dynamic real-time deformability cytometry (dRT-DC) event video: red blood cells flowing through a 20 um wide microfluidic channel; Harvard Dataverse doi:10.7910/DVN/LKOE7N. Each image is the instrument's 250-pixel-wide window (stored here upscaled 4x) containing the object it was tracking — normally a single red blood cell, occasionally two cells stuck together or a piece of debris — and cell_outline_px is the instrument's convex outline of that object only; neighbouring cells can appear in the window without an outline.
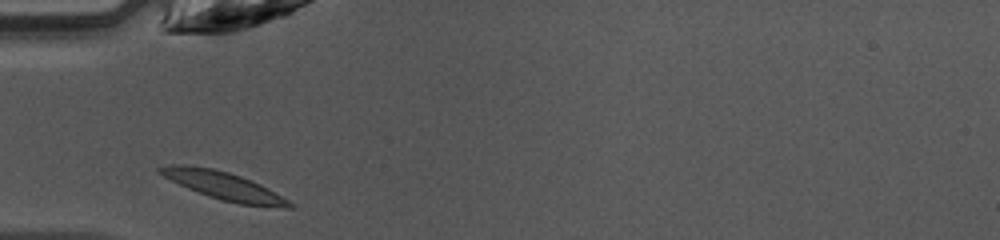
{"species": "common noctule bat (a hibernating species)", "species_latin": "Nyctalus noctula", "temperature_condition": "warm", "stored_images_in_passage": 25, "camera_frame_rate_fps": 3000, "um_per_image_px": 0.085, "animal": {"sex": "female", "body_mass_g": 10.0, "forearm_length_mm": 53.1}, "frame": {"image": 1, "passage_image": 1, "time_ms": 0.0, "image_size_px": [1000, 240], "cell_outline_px": [[296, 204], [292, 208], [288, 208], [240, 204], [220, 200], [208, 196], [188, 188], [156, 172], [156, 168], [168, 164], [184, 164], [212, 168], [228, 172], [240, 176], [260, 184], [268, 188]], "centroid_in_image_um": [19.01, 15.79], "position_along_channel_um": 66.0, "area_um2": 21.04}}
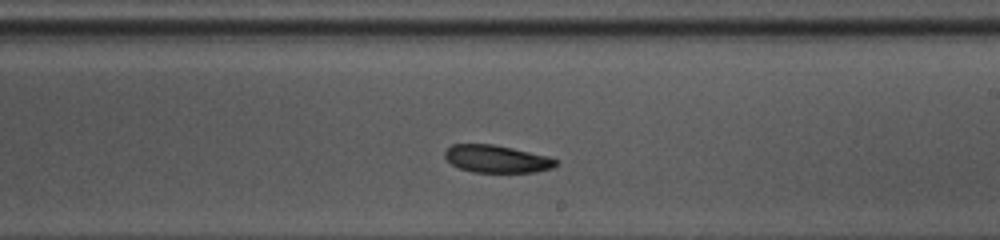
{"frame": {"image": 2, "passage_image": 14, "time_ms": 4.333, "image_size_px": [1000, 240], "cell_outline_px": [[560, 164], [552, 168], [536, 172], [472, 172], [460, 168], [452, 164], [444, 156], [444, 152], [452, 144], [492, 144], [512, 148], [548, 156], [560, 160]], "centroid_in_image_um": [42.27, 13.51], "position_along_channel_um": 246.7, "area_um2": 17.86}}
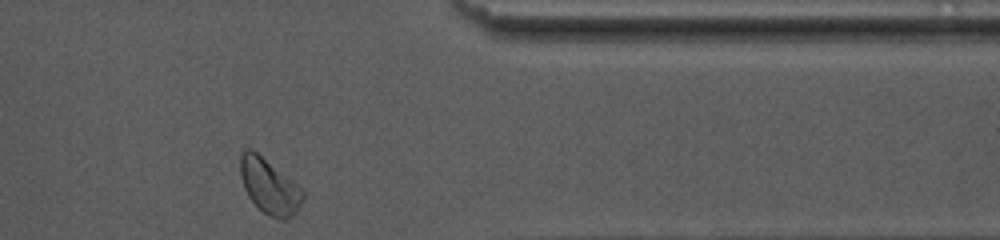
{"frame": {"image": 3, "passage_image": 25, "time_ms": 8.0, "image_size_px": [1000, 240], "cell_outline_px": [[304, 196], [296, 212], [292, 216], [284, 220], [280, 220], [264, 212], [248, 196], [244, 188], [240, 176], [240, 156], [244, 148], [252, 148], [292, 180], [304, 192]], "centroid_in_image_um": [22.87, 15.81], "position_along_channel_um": 388.5, "area_um2": 19.83}, "authors_computed_cell_mechanics": {"area_um2": 18.6694, "velocity_mm_per_s": 4.1839, "shape_relaxation_time_tau1_ms": 1.4204, "shape_relaxation_time_tau2_ms": 5.4584, "deformation_change_tau1": 0.0903, "deformation_change_tau2": 0.0881}}